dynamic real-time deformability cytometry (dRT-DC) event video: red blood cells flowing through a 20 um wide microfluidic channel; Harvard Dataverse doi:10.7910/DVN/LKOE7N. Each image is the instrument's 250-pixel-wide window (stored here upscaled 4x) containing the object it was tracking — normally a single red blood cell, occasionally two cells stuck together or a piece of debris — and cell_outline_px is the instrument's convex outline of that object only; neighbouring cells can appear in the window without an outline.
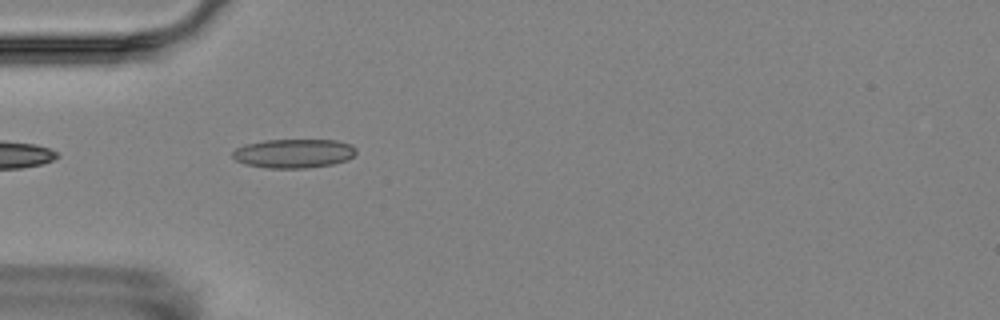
{"species": "Egyptian fruit bat (a non-hibernating species)", "species_latin": "Rousettus aegyptiacus", "temperature_condition": "room temperature", "stored_images_in_passage": 2, "camera_frame_rate_fps": 3000, "um_per_image_px": 0.085, "animal": {"sex": "female"}, "frame": {"image": 1, "passage_image": 1, "time_ms": 0.0, "image_size_px": [1000, 320], "cell_outline_px": [[356, 152], [348, 160], [332, 164], [308, 168], [268, 168], [244, 164], [236, 160], [232, 156], [232, 152], [236, 148], [244, 144], [264, 140], [336, 140], [352, 144], [356, 148]], "centroid_in_image_um": [24.96, 13.04], "position_along_channel_um": 60.0, "area_um2": 21.04}}
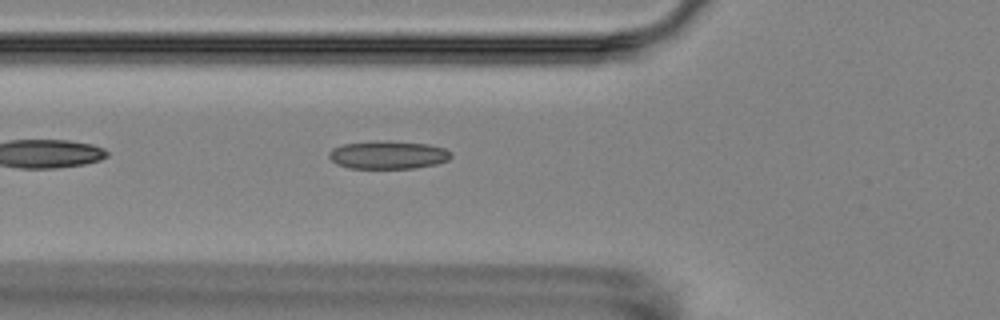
{"frame": {"image": 2, "passage_image": 2, "time_ms": 1.0, "image_size_px": [1000, 320], "cell_outline_px": [[452, 156], [448, 160], [436, 164], [412, 168], [348, 168], [336, 164], [328, 156], [328, 152], [332, 148], [344, 144], [376, 140], [384, 140], [428, 144], [444, 148], [452, 152]], "centroid_in_image_um": [32.97, 13.16], "position_along_channel_um": 92.8, "area_um2": 20.11}}